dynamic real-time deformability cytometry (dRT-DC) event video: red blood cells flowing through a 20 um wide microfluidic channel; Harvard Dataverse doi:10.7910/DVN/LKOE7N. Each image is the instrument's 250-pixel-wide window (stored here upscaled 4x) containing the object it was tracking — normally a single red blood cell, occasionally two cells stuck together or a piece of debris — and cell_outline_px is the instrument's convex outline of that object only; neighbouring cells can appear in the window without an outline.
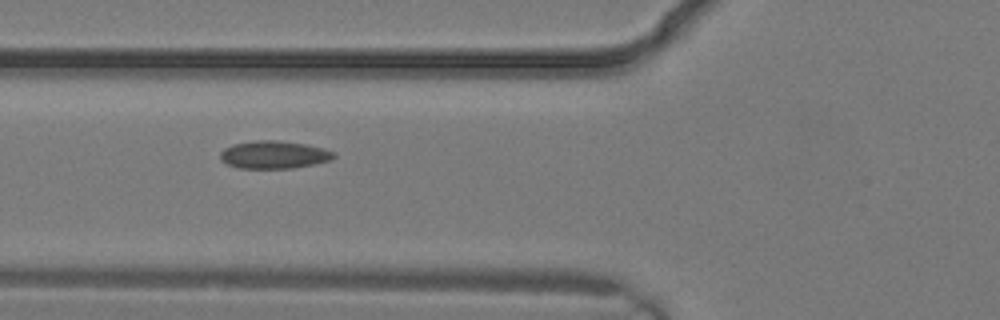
{"species": "common noctule bat (a hibernating species)", "species_latin": "Nyctalus noctula", "temperature_condition": "warm", "stored_images_in_passage": 3, "camera_frame_rate_fps": 3000, "um_per_image_px": 0.085, "animal": {"sex": "male", "body_mass_g": 19.2, "forearm_length_mm": 51.8}, "frame": {"image": 1, "passage_image": 2, "time_ms": 0.333, "image_size_px": [1000, 320], "cell_outline_px": [[336, 156], [332, 160], [292, 168], [240, 168], [228, 164], [220, 160], [220, 152], [224, 148], [232, 144], [256, 140], [276, 140], [304, 144], [324, 148], [336, 152]], "centroid_in_image_um": [23.29, 13.14], "position_along_channel_um": 102.5, "area_um2": 18.38}}
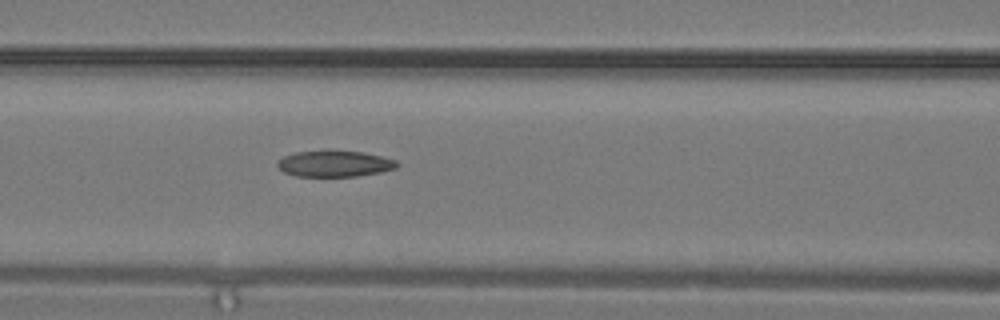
{"frame": {"image": 2, "passage_image": 3, "time_ms": 0.667, "image_size_px": [1000, 320], "cell_outline_px": [[400, 164], [396, 168], [380, 172], [356, 176], [296, 176], [284, 172], [276, 164], [284, 156], [296, 152], [364, 152], [396, 160]], "centroid_in_image_um": [28.47, 13.93], "position_along_channel_um": 138.1, "area_um2": 17.69}}